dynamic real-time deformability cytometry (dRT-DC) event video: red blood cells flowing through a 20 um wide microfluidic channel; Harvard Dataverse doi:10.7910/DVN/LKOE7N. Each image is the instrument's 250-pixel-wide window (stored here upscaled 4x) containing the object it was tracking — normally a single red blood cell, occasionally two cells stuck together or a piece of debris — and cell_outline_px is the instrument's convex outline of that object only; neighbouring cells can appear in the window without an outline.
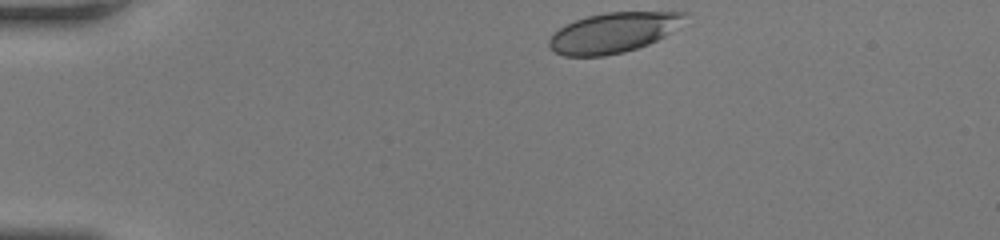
{"species": "human", "species_latin": "Homo sapiens", "temperature_condition": "room temperature", "stored_images_in_passage": 34, "camera_frame_rate_fps": 3000, "um_per_image_px": 0.085, "donor": {"sex": "female"}, "frame": {"image": 1, "passage_image": 1, "time_ms": 0.0, "image_size_px": [1000, 240], "cell_outline_px": [[688, 12], [664, 36], [648, 44], [624, 52], [604, 56], [564, 56], [552, 52], [548, 44], [548, 40], [564, 24], [588, 16], [604, 12]], "centroid_in_image_um": [52.01, 2.79], "position_along_channel_um": 33.0, "area_um2": 31.1}}
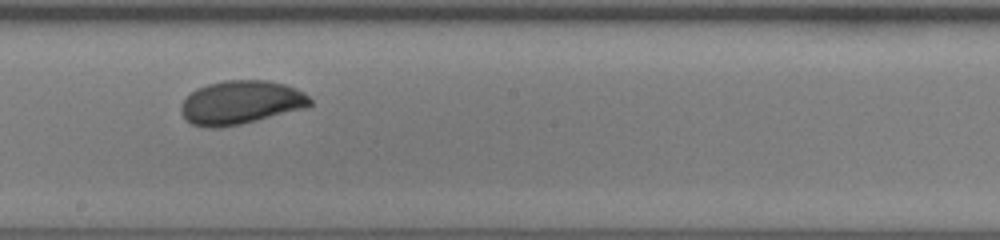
{"frame": {"image": 2, "passage_image": 20, "time_ms": 6.333, "image_size_px": [1000, 240], "cell_outline_px": [[312, 104], [304, 108], [240, 124], [220, 128], [208, 128], [192, 124], [180, 112], [180, 104], [196, 88], [208, 84], [224, 80], [268, 80], [284, 84], [296, 88], [304, 92], [312, 100]], "centroid_in_image_um": [20.46, 8.7], "position_along_channel_um": 227.7, "area_um2": 32.71}}
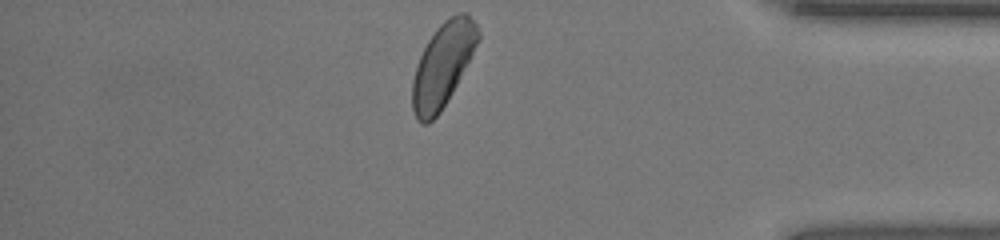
{"frame": {"image": 3, "passage_image": 34, "time_ms": 11.0, "image_size_px": [1000, 240], "cell_outline_px": [[480, 36], [452, 92], [440, 112], [428, 124], [420, 124], [416, 120], [412, 108], [412, 80], [420, 56], [428, 40], [436, 28], [444, 20], [456, 12], [464, 12], [476, 24], [480, 32]], "centroid_in_image_um": [37.6, 5.53], "position_along_channel_um": 397.6, "area_um2": 31.5}, "authors_computed_cell_mechanics": {"area_um2": 32.1657, "velocity_mm_per_s": 4.1916, "shape_relaxation_time_tau1_ms": 5.2176, "shape_relaxation_time_tau2_ms": null, "deformation_change_tau1": 0.1273, "deformation_change_tau2": null}}